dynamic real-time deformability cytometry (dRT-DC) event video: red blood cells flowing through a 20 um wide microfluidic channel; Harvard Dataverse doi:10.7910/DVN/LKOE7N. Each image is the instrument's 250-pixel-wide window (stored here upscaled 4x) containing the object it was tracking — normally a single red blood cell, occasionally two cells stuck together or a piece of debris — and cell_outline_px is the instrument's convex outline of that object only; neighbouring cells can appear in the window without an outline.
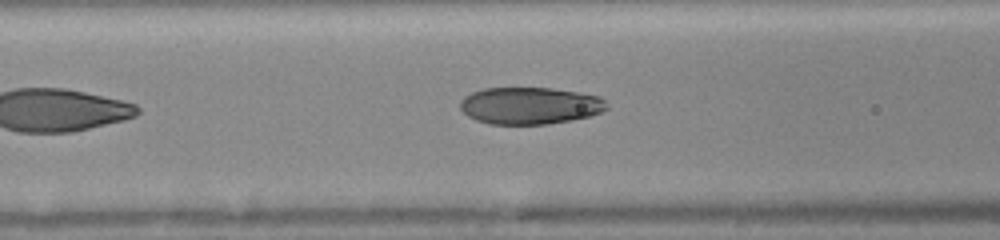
{"species": "human", "species_latin": "Homo sapiens", "temperature_condition": "room temperature", "stored_images_in_passage": 12, "camera_frame_rate_fps": 3000, "um_per_image_px": 0.085, "donor": {"sex": "female"}, "frame": {"image": 1, "passage_image": 8, "time_ms": 2.0, "image_size_px": [1000, 240], "cell_outline_px": [[608, 108], [600, 112], [588, 116], [572, 120], [548, 124], [492, 124], [476, 120], [468, 116], [460, 108], [460, 100], [464, 96], [472, 92], [484, 88], [552, 88], [600, 96], [604, 100]], "centroid_in_image_um": [45.02, 8.98], "position_along_channel_um": 121.6, "area_um2": 31.56}}
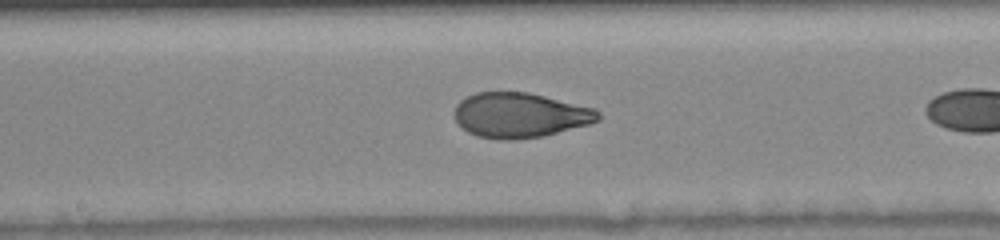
{"frame": {"image": 2, "passage_image": 11, "time_ms": 3.0, "image_size_px": [1000, 240], "cell_outline_px": [[600, 120], [588, 124], [544, 136], [508, 140], [500, 140], [480, 136], [468, 132], [452, 116], [452, 112], [456, 104], [464, 96], [476, 92], [528, 92], [596, 108], [600, 112]], "centroid_in_image_um": [44.18, 9.77], "position_along_channel_um": 204.0, "area_um2": 37.86}}